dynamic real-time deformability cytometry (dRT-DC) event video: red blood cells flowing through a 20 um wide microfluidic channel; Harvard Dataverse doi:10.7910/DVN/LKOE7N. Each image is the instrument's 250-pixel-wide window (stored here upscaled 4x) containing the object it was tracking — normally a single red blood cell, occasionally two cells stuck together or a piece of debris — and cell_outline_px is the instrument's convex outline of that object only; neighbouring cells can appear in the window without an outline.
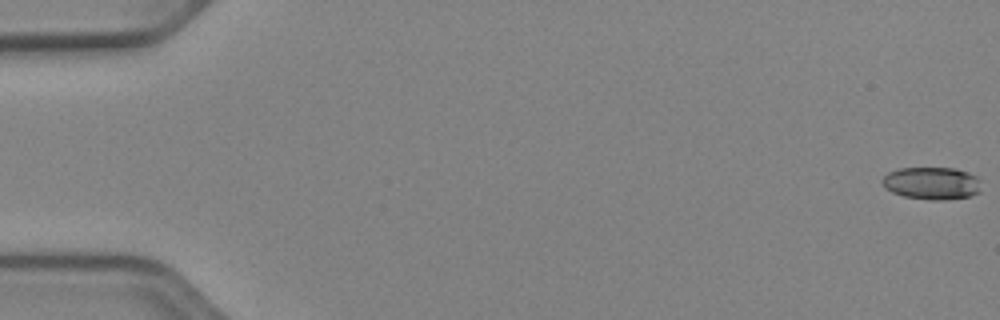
{"species": "Egyptian fruit bat (a non-hibernating species)", "species_latin": "Rousettus aegyptiacus", "temperature_condition": "cold", "stored_images_in_passage": 53, "camera_frame_rate_fps": 3000, "um_per_image_px": 0.085, "animal": {"sex": "female"}, "frame": {"image": 1, "passage_image": 1, "time_ms": 0.0, "image_size_px": [1000, 320], "cell_outline_px": [[980, 192], [968, 196], [940, 200], [932, 200], [904, 196], [892, 192], [880, 180], [888, 172], [900, 168], [956, 168], [968, 172], [976, 176], [980, 180]], "centroid_in_image_um": [79.22, 15.56], "position_along_channel_um": 5.8, "area_um2": 18.61}}
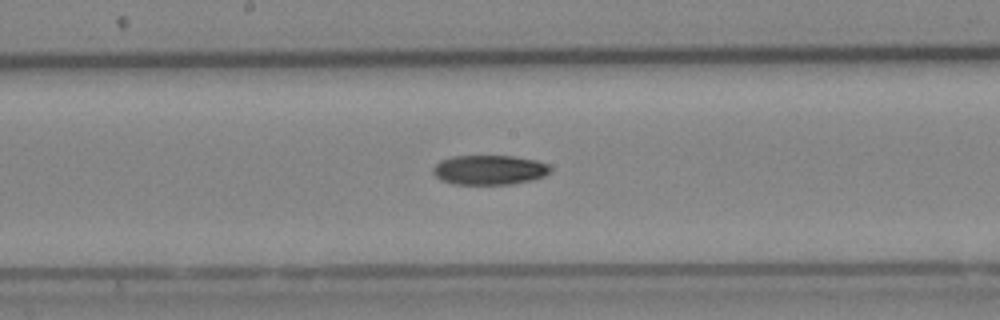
{"frame": {"image": 2, "passage_image": 29, "time_ms": 9.333, "image_size_px": [1000, 320], "cell_outline_px": [[552, 168], [544, 176], [532, 180], [512, 184], [456, 184], [440, 180], [432, 172], [432, 168], [440, 160], [452, 156], [512, 156], [536, 160], [548, 164]], "centroid_in_image_um": [41.58, 14.44], "position_along_channel_um": 206.6, "area_um2": 20.29}}
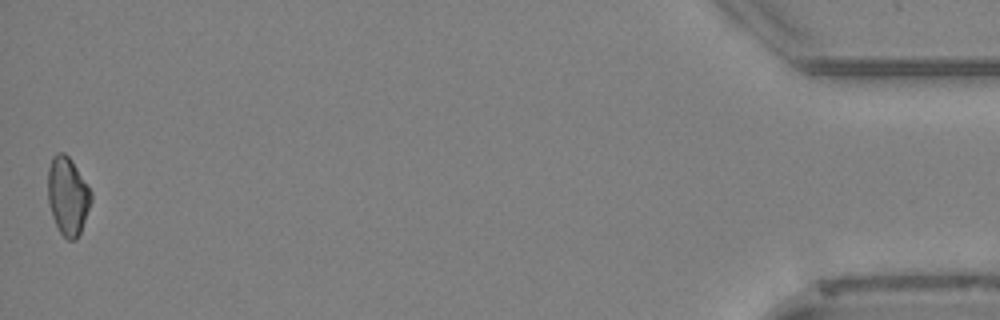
{"frame": {"image": 3, "passage_image": 53, "time_ms": 17.333, "image_size_px": [1000, 320], "cell_outline_px": [[92, 200], [80, 232], [76, 240], [68, 240], [60, 232], [52, 216], [48, 200], [48, 168], [52, 156], [56, 152], [64, 152], [72, 160], [92, 192]], "centroid_in_image_um": [5.75, 16.63], "position_along_channel_um": 429.4, "area_um2": 19.65}}